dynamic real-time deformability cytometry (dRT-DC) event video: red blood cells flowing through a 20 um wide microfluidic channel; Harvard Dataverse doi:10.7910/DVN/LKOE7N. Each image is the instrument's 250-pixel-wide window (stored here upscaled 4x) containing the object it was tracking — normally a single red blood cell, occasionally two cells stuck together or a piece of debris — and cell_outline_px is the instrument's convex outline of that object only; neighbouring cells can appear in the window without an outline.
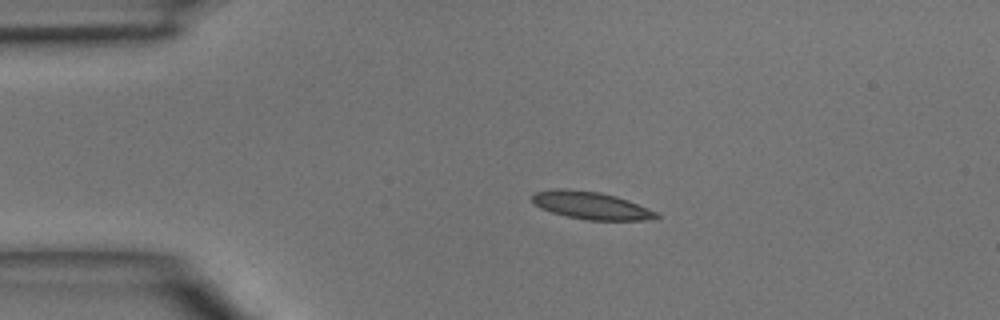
{"species": "common noctule bat (a hibernating species)", "species_latin": "Nyctalus noctula", "temperature_condition": "room temperature", "stored_images_in_passage": 38, "camera_frame_rate_fps": 3000, "um_per_image_px": 0.085, "animal": {"sex": "male", "body_mass_g": 15.6}, "frame": {"image": 1, "passage_image": 1, "time_ms": 0.0, "image_size_px": [1000, 320], "cell_outline_px": [[660, 216], [656, 220], [588, 220], [568, 216], [552, 212], [540, 208], [532, 200], [532, 196], [536, 192], [556, 188], [568, 188], [600, 192], [616, 196], [628, 200], [656, 212]], "centroid_in_image_um": [50.26, 17.46], "position_along_channel_um": 34.7, "area_um2": 19.88}}
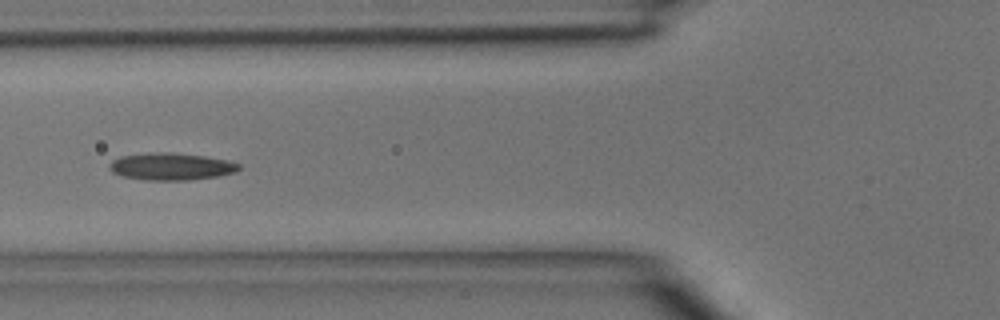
{"frame": {"image": 2, "passage_image": 9, "time_ms": 2.667, "image_size_px": [1000, 320], "cell_outline_px": [[240, 168], [236, 172], [220, 176], [188, 180], [144, 180], [124, 176], [112, 172], [108, 168], [108, 164], [112, 160], [120, 156], [164, 152], [172, 152], [204, 156], [228, 160], [240, 164]], "centroid_in_image_um": [14.56, 14.16], "position_along_channel_um": 111.2, "area_um2": 20.52}}
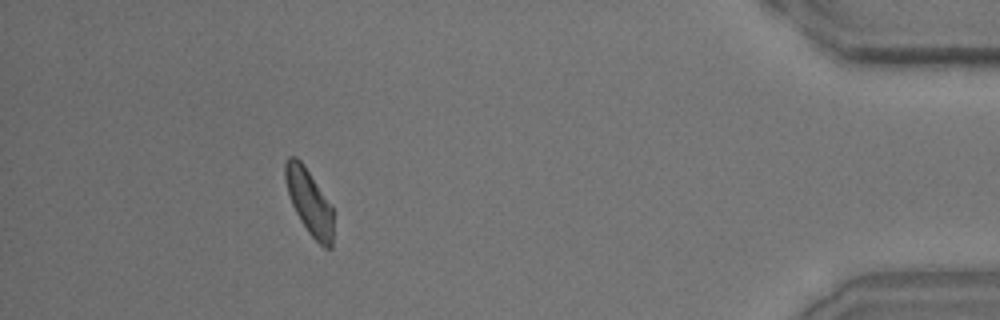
{"frame": {"image": 3, "passage_image": 34, "time_ms": 11.0, "image_size_px": [1000, 320], "cell_outline_px": [[332, 248], [324, 248], [308, 232], [300, 220], [292, 204], [284, 180], [284, 164], [288, 156], [296, 156], [304, 164], [332, 204]], "centroid_in_image_um": [26.27, 17.11], "position_along_channel_um": 408.9, "area_um2": 18.38}}